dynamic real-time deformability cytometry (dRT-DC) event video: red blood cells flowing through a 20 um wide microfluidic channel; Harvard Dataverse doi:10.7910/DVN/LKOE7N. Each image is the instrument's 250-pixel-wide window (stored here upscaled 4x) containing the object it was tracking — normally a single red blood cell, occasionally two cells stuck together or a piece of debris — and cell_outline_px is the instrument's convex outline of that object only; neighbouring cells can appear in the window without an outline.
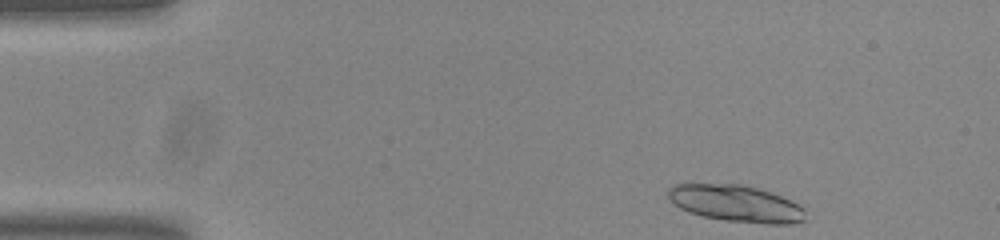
{"species": "common noctule bat (a hibernating species)", "species_latin": "Nyctalus noctula", "temperature_condition": "room temperature", "stored_images_in_passage": 19, "camera_frame_rate_fps": 3000, "um_per_image_px": 0.085, "animal": {"sex": "male", "body_mass_g": 20.0, "forearm_length_mm": 53.3}, "frame": {"image": 1, "passage_image": 1, "time_ms": 0.0, "image_size_px": [1000, 240], "cell_outline_px": [[804, 220], [792, 224], [764, 224], [728, 220], [704, 216], [688, 212], [680, 208], [668, 196], [668, 188], [672, 184], [740, 184], [756, 188], [780, 196], [804, 208]], "centroid_in_image_um": [62.54, 17.3], "position_along_channel_um": 22.5, "area_um2": 28.9}}